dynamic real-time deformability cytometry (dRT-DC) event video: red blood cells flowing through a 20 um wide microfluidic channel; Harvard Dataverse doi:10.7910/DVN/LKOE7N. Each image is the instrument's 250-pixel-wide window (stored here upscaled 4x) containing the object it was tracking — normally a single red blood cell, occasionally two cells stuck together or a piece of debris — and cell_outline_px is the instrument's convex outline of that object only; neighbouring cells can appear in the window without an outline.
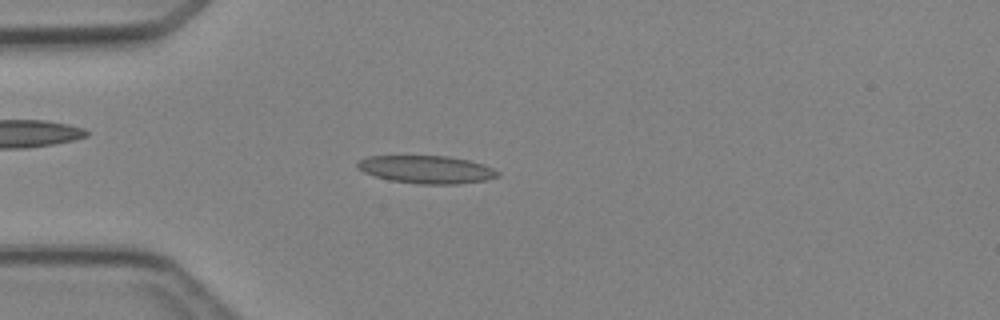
{"species": "Egyptian fruit bat (a non-hibernating species)", "species_latin": "Rousettus aegyptiacus", "temperature_condition": "cold", "stored_images_in_passage": 4, "camera_frame_rate_fps": 3000, "um_per_image_px": 0.085, "animal": {"sex": "female"}, "frame": {"image": 1, "passage_image": 4, "time_ms": 4.333, "image_size_px": [1000, 320], "cell_outline_px": [[500, 176], [484, 180], [460, 184], [420, 184], [388, 180], [364, 172], [356, 168], [356, 164], [360, 160], [368, 156], [448, 156], [468, 160], [484, 164], [500, 172]], "centroid_in_image_um": [36.26, 14.41], "position_along_channel_um": 48.7, "area_um2": 22.77}}